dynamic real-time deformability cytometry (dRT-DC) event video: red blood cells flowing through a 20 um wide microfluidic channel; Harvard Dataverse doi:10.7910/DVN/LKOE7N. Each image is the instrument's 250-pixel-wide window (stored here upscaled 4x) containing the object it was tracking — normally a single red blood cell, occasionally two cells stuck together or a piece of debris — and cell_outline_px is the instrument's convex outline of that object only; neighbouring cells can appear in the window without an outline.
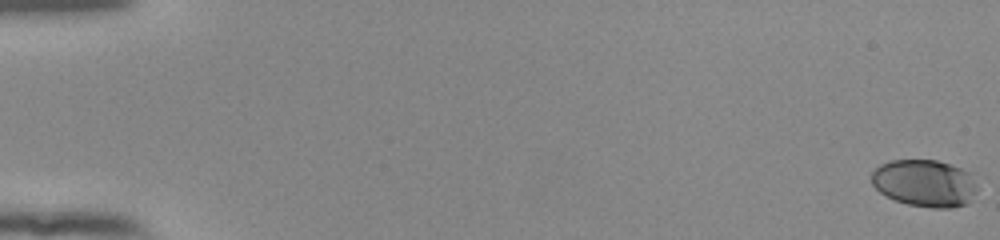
{"species": "human", "species_latin": "Homo sapiens", "temperature_condition": "room temperature", "stored_images_in_passage": 55, "camera_frame_rate_fps": 3000, "um_per_image_px": 0.085, "donor": {"sex": "female"}, "frame": {"image": 1, "passage_image": 1, "time_ms": 0.0, "image_size_px": [1000, 240], "cell_outline_px": [[980, 180], [968, 204], [952, 208], [932, 208], [908, 204], [896, 200], [880, 192], [872, 184], [872, 172], [880, 164], [892, 160], [936, 160], [960, 168], [976, 176]], "centroid_in_image_um": [78.64, 15.57], "position_along_channel_um": 6.4, "area_um2": 29.19}}
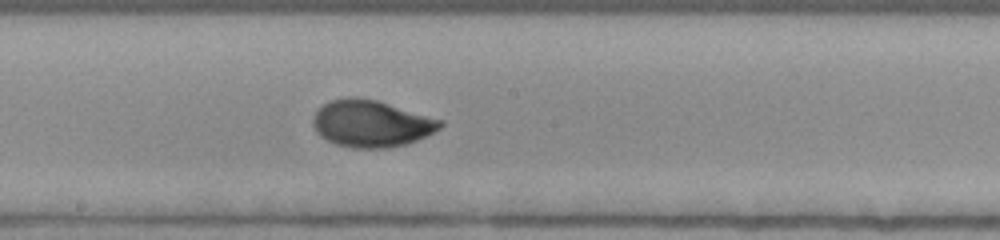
{"frame": {"image": 2, "passage_image": 32, "time_ms": 10.333, "image_size_px": [1000, 240], "cell_outline_px": [[444, 124], [440, 128], [416, 140], [404, 144], [388, 148], [352, 148], [336, 144], [320, 136], [316, 132], [312, 124], [312, 116], [316, 108], [332, 100], [348, 96], [356, 96], [376, 100], [444, 120]], "centroid_in_image_um": [31.51, 10.49], "position_along_channel_um": 216.7, "area_um2": 34.85}}
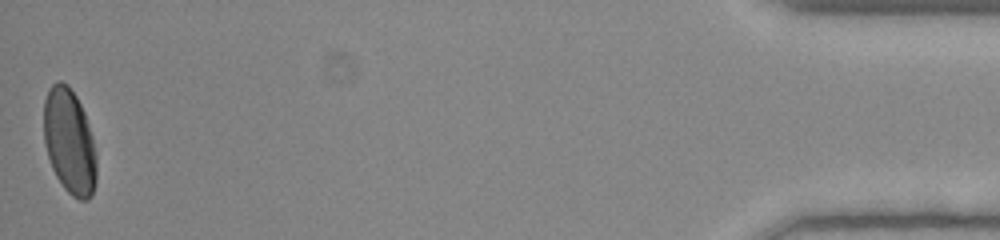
{"frame": {"image": 3, "passage_image": 55, "time_ms": 18.0, "image_size_px": [1000, 240], "cell_outline_px": [[96, 180], [92, 196], [88, 200], [80, 200], [72, 196], [64, 188], [56, 176], [52, 168], [44, 144], [44, 100], [48, 88], [56, 80], [60, 80], [68, 84], [76, 96], [84, 112], [92, 136], [96, 156]], "centroid_in_image_um": [5.89, 12.02], "position_along_channel_um": 429.3, "area_um2": 32.54}, "authors_computed_cell_mechanics": {"area_um2": 32.5414, "velocity_mm_per_s": 3.9019, "shape_relaxation_time_tau1_ms": 3.7104, "shape_relaxation_time_tau2_ms": null, "deformation_change_tau1": 0.1558, "deformation_change_tau2": null}}